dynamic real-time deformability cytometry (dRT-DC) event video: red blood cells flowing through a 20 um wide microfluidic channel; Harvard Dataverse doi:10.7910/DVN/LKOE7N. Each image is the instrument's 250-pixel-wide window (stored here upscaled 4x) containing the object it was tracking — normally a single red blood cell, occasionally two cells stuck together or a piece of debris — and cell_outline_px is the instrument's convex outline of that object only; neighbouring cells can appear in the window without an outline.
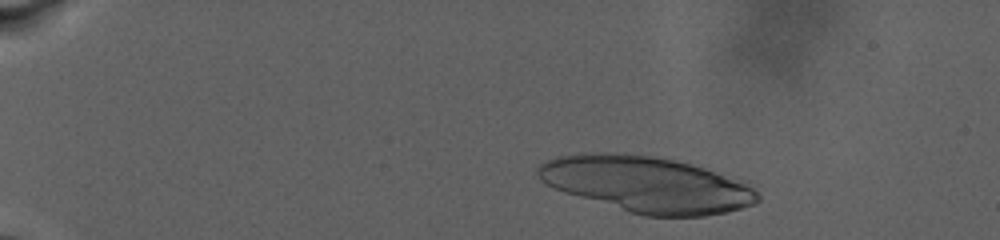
{"species": "human", "species_latin": "Homo sapiens", "temperature_condition": "warm", "stored_images_in_passage": 45, "camera_frame_rate_fps": 3000, "um_per_image_px": 0.085, "donor": {"sex": "male"}, "frame": {"image": 1, "passage_image": 8, "time_ms": 2.0, "image_size_px": [1000, 240], "cell_outline_px": [[760, 200], [756, 204], [728, 212], [704, 216], [644, 216], [564, 192], [544, 184], [536, 176], [536, 168], [540, 164], [556, 156], [580, 152], [624, 152], [652, 156], [676, 160], [692, 164], [748, 180], [760, 192]], "centroid_in_image_um": [55.04, 15.64], "position_along_channel_um": 30.0, "area_um2": 72.83}}